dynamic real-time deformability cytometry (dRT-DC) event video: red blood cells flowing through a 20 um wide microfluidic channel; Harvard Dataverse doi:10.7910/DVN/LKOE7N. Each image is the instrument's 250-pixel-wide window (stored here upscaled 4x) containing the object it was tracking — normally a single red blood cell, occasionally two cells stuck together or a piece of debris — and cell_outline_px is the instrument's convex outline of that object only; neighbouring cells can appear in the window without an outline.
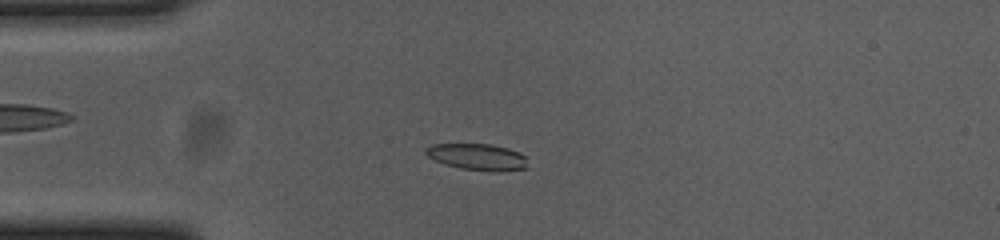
{"species": "common noctule bat (a hibernating species)", "species_latin": "Nyctalus noctula", "temperature_condition": "cold", "stored_images_in_passage": 54, "camera_frame_rate_fps": 3000, "um_per_image_px": 0.085, "animal": {"sex": "female", "body_mass_g": 23.0, "forearm_length_mm": 53.4}, "frame": {"image": 1, "passage_image": 13, "time_ms": 4.0, "image_size_px": [1000, 240], "cell_outline_px": [[528, 168], [496, 172], [492, 172], [460, 168], [444, 164], [428, 156], [424, 152], [424, 148], [432, 144], [492, 144], [508, 148], [520, 152], [524, 156]], "centroid_in_image_um": [40.59, 13.34], "position_along_channel_um": 44.4, "area_um2": 15.84}}
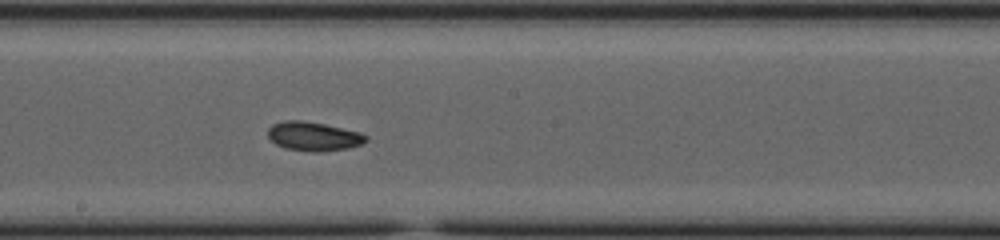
{"frame": {"image": 2, "passage_image": 29, "time_ms": 9.333, "image_size_px": [1000, 240], "cell_outline_px": [[368, 140], [360, 144], [348, 148], [320, 152], [312, 152], [284, 148], [276, 144], [268, 136], [268, 128], [272, 124], [284, 120], [300, 120], [324, 124], [360, 132], [368, 136]], "centroid_in_image_um": [26.64, 11.59], "position_along_channel_um": 221.6, "area_um2": 16.59}}
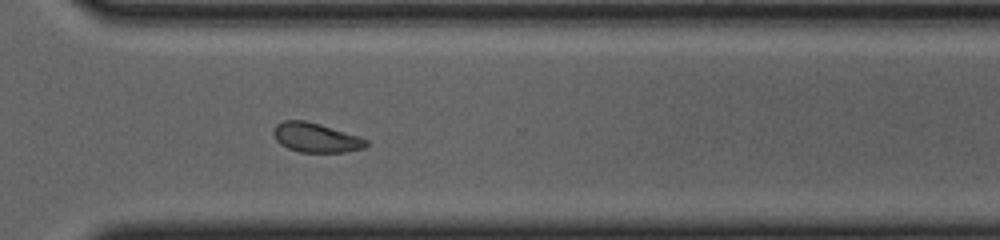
{"frame": {"image": 3, "passage_image": 39, "time_ms": 12.667, "image_size_px": [1000, 240], "cell_outline_px": [[368, 144], [364, 148], [344, 152], [300, 152], [288, 148], [280, 144], [276, 140], [272, 132], [276, 124], [284, 120], [304, 120], [320, 124], [360, 136], [368, 140]], "centroid_in_image_um": [26.85, 11.69], "position_along_channel_um": 343.8, "area_um2": 15.95}, "authors_computed_cell_mechanics": {"area_um2": 16.0106, "velocity_mm_per_s": 3.6643, "shape_relaxation_time_tau1_ms": null, "shape_relaxation_time_tau2_ms": 3.4993, "deformation_change_tau1": null, "deformation_change_tau2": 0.0829}}